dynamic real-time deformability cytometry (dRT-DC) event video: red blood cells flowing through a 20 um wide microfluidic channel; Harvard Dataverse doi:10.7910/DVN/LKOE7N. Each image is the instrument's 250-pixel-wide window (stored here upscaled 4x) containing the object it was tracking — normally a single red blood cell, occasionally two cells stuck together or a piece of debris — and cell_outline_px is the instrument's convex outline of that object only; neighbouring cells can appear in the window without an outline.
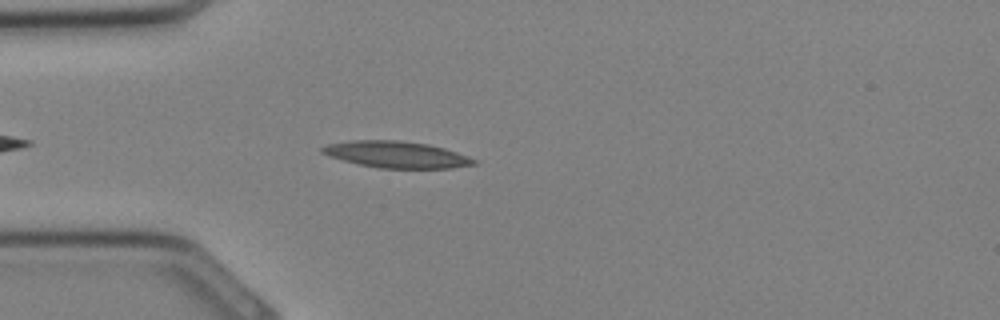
{"species": "Egyptian fruit bat (a non-hibernating species)", "species_latin": "Rousettus aegyptiacus", "temperature_condition": "cold", "stored_images_in_passage": 27, "camera_frame_rate_fps": 3000, "um_per_image_px": 0.085, "animal": {"sex": "female"}, "frame": {"image": 1, "passage_image": 3, "time_ms": 0.667, "image_size_px": [1000, 320], "cell_outline_px": [[480, 160], [476, 164], [452, 168], [380, 168], [360, 164], [328, 156], [320, 152], [320, 148], [328, 144], [348, 140], [400, 140], [428, 144], [444, 148]], "centroid_in_image_um": [33.71, 13.13], "position_along_channel_um": 51.3, "area_um2": 23.52}}
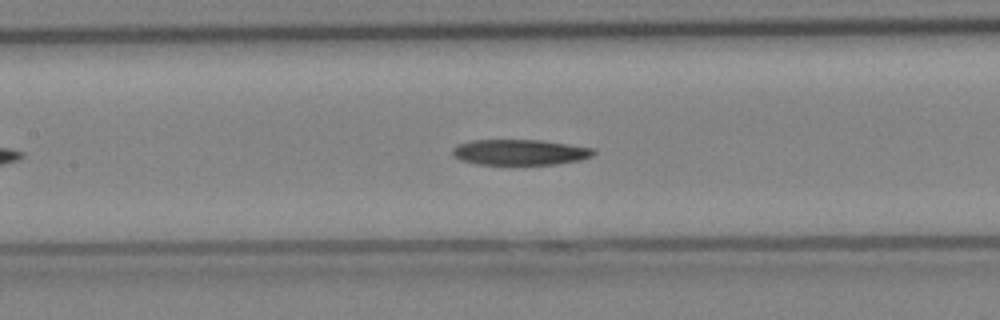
{"frame": {"image": 2, "passage_image": 9, "time_ms": 2.667, "image_size_px": [1000, 320], "cell_outline_px": [[596, 152], [592, 156], [580, 160], [552, 164], [476, 164], [460, 160], [452, 156], [452, 148], [456, 144], [472, 140], [540, 140], [596, 148]], "centroid_in_image_um": [44.16, 12.93], "position_along_channel_um": 163.2, "area_um2": 21.15}}
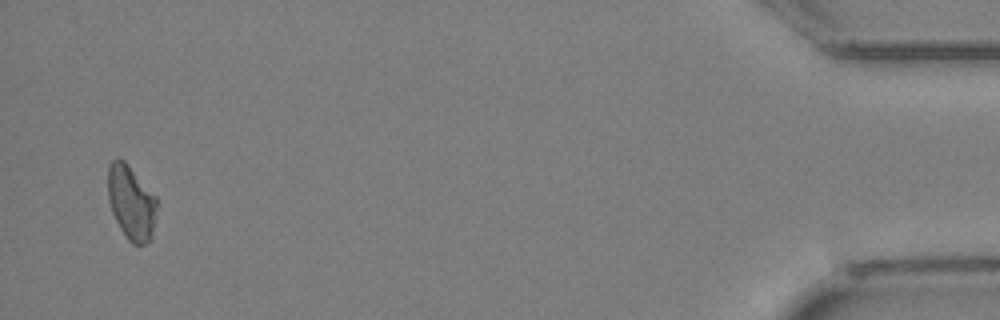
{"frame": {"image": 3, "passage_image": 26, "time_ms": 8.333, "image_size_px": [1000, 320], "cell_outline_px": [[160, 204], [152, 240], [144, 244], [132, 244], [128, 240], [120, 228], [112, 212], [108, 200], [108, 164], [112, 160], [124, 160], [128, 164], [156, 196]], "centroid_in_image_um": [11.21, 17.25], "position_along_channel_um": 424.0, "area_um2": 21.73}}